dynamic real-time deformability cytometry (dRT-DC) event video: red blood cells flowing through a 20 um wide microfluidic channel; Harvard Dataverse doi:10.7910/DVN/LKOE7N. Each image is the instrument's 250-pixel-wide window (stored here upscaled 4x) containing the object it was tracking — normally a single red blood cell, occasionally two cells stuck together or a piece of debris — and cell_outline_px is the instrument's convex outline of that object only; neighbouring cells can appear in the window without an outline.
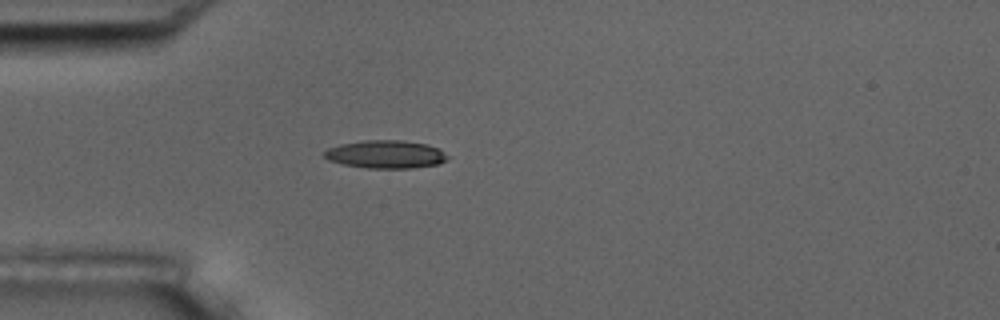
{"species": "common noctule bat (a hibernating species)", "species_latin": "Nyctalus noctula", "temperature_condition": "room temperature", "stored_images_in_passage": 1, "camera_frame_rate_fps": 3000, "um_per_image_px": 0.085, "animal": {"sex": "male", "body_mass_g": 17.5, "forearm_length_mm": 52.3}, "frame": {"image": 1, "passage_image": 1, "time_ms": 0.0, "image_size_px": [1000, 320], "cell_outline_px": [[448, 160], [440, 164], [412, 168], [368, 168], [344, 164], [328, 160], [324, 156], [324, 152], [328, 148], [340, 144], [364, 140], [404, 140], [428, 144], [440, 148], [448, 156]], "centroid_in_image_um": [32.84, 13.11], "position_along_channel_um": 52.2, "area_um2": 20.29}}